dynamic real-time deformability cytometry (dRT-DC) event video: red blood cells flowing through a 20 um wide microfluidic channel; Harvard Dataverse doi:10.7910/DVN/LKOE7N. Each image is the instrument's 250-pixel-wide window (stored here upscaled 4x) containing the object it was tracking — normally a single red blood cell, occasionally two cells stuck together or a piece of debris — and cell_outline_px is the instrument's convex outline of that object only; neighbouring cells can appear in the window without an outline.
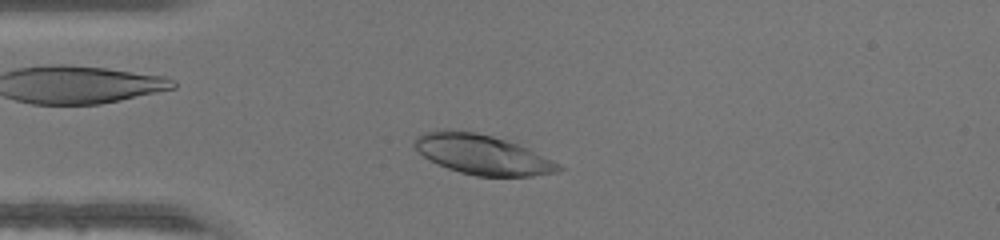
{"species": "human", "species_latin": "Homo sapiens", "temperature_condition": "warm", "stored_images_in_passage": 43, "camera_frame_rate_fps": 3000, "um_per_image_px": 0.085, "donor": {"sex": "male"}, "frame": {"image": 1, "passage_image": 8, "time_ms": 2.333, "image_size_px": [1000, 240], "cell_outline_px": [[568, 168], [556, 172], [532, 176], [476, 176], [460, 172], [448, 168], [424, 156], [412, 144], [412, 140], [416, 136], [424, 132], [448, 128], [476, 132], [492, 136], [516, 144], [552, 160]], "centroid_in_image_um": [40.97, 13.12], "position_along_channel_um": 44.0, "area_um2": 33.23}}
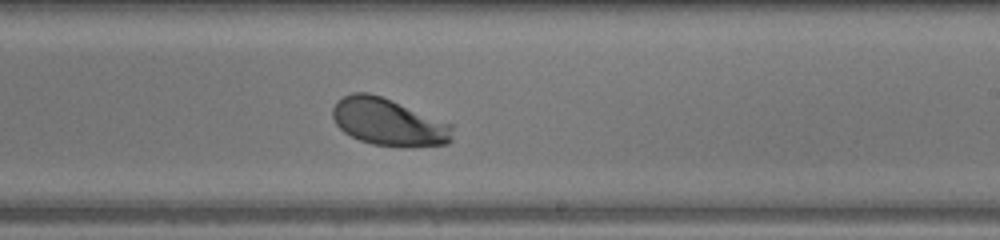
{"frame": {"image": 2, "passage_image": 24, "time_ms": 7.667, "image_size_px": [1000, 240], "cell_outline_px": [[452, 140], [448, 144], [412, 148], [400, 148], [372, 144], [360, 140], [344, 132], [336, 124], [332, 116], [332, 108], [336, 100], [352, 92], [368, 92], [380, 96], [452, 124]], "centroid_in_image_um": [33.02, 10.41], "position_along_channel_um": 256.0, "area_um2": 33.23}}
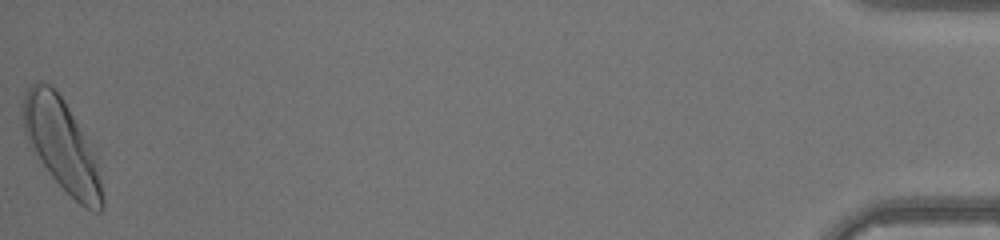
{"frame": {"image": 3, "passage_image": 43, "time_ms": 14.0, "image_size_px": [1000, 240], "cell_outline_px": [[104, 208], [100, 212], [92, 212], [84, 208], [52, 176], [28, 140], [24, 132], [20, 104], [28, 88], [36, 80], [40, 80], [56, 88], [68, 108], [96, 156], [104, 200]], "centroid_in_image_um": [5.25, 12.31], "position_along_channel_um": 430.0, "area_um2": 41.67}}